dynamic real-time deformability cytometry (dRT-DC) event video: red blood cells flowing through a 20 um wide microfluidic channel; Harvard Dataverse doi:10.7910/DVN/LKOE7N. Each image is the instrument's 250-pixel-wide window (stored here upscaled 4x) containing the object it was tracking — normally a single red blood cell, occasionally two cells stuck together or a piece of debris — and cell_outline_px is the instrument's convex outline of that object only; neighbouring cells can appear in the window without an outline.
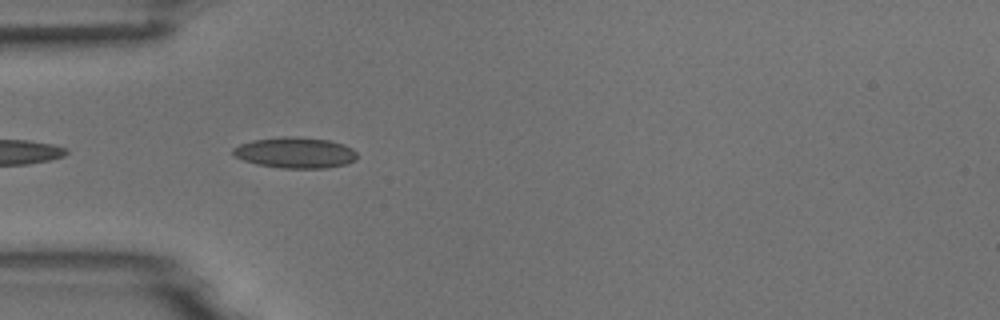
{"species": "common noctule bat (a hibernating species)", "species_latin": "Nyctalus noctula", "temperature_condition": "room temperature", "stored_images_in_passage": 8, "camera_frame_rate_fps": 3000, "um_per_image_px": 0.085, "animal": {"sex": "male", "body_mass_g": 18.8}, "frame": {"image": 1, "passage_image": 4, "time_ms": 3.333, "image_size_px": [1000, 320], "cell_outline_px": [[356, 160], [348, 164], [328, 168], [280, 168], [256, 164], [232, 156], [232, 148], [240, 144], [252, 140], [284, 136], [296, 136], [328, 140], [344, 144], [352, 148], [356, 152]], "centroid_in_image_um": [25.09, 12.98], "position_along_channel_um": 59.9, "area_um2": 22.6}}